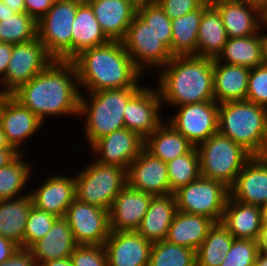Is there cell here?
I'll return each mask as SVG.
<instances>
[{
  "instance_id": "484cf974",
  "label": "cell",
  "mask_w": 267,
  "mask_h": 266,
  "mask_svg": "<svg viewBox=\"0 0 267 266\" xmlns=\"http://www.w3.org/2000/svg\"><path fill=\"white\" fill-rule=\"evenodd\" d=\"M77 246L70 225L64 217H60L50 231L29 249L40 266L45 262L70 257Z\"/></svg>"
},
{
  "instance_id": "f1b7e54d",
  "label": "cell",
  "mask_w": 267,
  "mask_h": 266,
  "mask_svg": "<svg viewBox=\"0 0 267 266\" xmlns=\"http://www.w3.org/2000/svg\"><path fill=\"white\" fill-rule=\"evenodd\" d=\"M262 31L252 36L228 38L216 59L250 69L264 64L265 34Z\"/></svg>"
},
{
  "instance_id": "5bb4252c",
  "label": "cell",
  "mask_w": 267,
  "mask_h": 266,
  "mask_svg": "<svg viewBox=\"0 0 267 266\" xmlns=\"http://www.w3.org/2000/svg\"><path fill=\"white\" fill-rule=\"evenodd\" d=\"M162 106L157 87L143 86L124 108L125 128L146 139L164 122L160 113Z\"/></svg>"
},
{
  "instance_id": "e575fe53",
  "label": "cell",
  "mask_w": 267,
  "mask_h": 266,
  "mask_svg": "<svg viewBox=\"0 0 267 266\" xmlns=\"http://www.w3.org/2000/svg\"><path fill=\"white\" fill-rule=\"evenodd\" d=\"M234 239L221 222H215L196 251V266H220Z\"/></svg>"
},
{
  "instance_id": "c3c4849f",
  "label": "cell",
  "mask_w": 267,
  "mask_h": 266,
  "mask_svg": "<svg viewBox=\"0 0 267 266\" xmlns=\"http://www.w3.org/2000/svg\"><path fill=\"white\" fill-rule=\"evenodd\" d=\"M12 54V44L0 42V84L5 78Z\"/></svg>"
},
{
  "instance_id": "74e56055",
  "label": "cell",
  "mask_w": 267,
  "mask_h": 266,
  "mask_svg": "<svg viewBox=\"0 0 267 266\" xmlns=\"http://www.w3.org/2000/svg\"><path fill=\"white\" fill-rule=\"evenodd\" d=\"M148 266H196V252L166 240L154 242Z\"/></svg>"
},
{
  "instance_id": "816d5d0a",
  "label": "cell",
  "mask_w": 267,
  "mask_h": 266,
  "mask_svg": "<svg viewBox=\"0 0 267 266\" xmlns=\"http://www.w3.org/2000/svg\"><path fill=\"white\" fill-rule=\"evenodd\" d=\"M17 13L25 12L24 0H1Z\"/></svg>"
},
{
  "instance_id": "9f6ffc18",
  "label": "cell",
  "mask_w": 267,
  "mask_h": 266,
  "mask_svg": "<svg viewBox=\"0 0 267 266\" xmlns=\"http://www.w3.org/2000/svg\"><path fill=\"white\" fill-rule=\"evenodd\" d=\"M136 8L157 4L158 0H129Z\"/></svg>"
},
{
  "instance_id": "6f0895ef",
  "label": "cell",
  "mask_w": 267,
  "mask_h": 266,
  "mask_svg": "<svg viewBox=\"0 0 267 266\" xmlns=\"http://www.w3.org/2000/svg\"><path fill=\"white\" fill-rule=\"evenodd\" d=\"M262 227H267V203L260 206Z\"/></svg>"
},
{
  "instance_id": "8d00e7d4",
  "label": "cell",
  "mask_w": 267,
  "mask_h": 266,
  "mask_svg": "<svg viewBox=\"0 0 267 266\" xmlns=\"http://www.w3.org/2000/svg\"><path fill=\"white\" fill-rule=\"evenodd\" d=\"M170 194L194 182L201 176L198 150L193 147L188 153L167 162Z\"/></svg>"
},
{
  "instance_id": "d6986e66",
  "label": "cell",
  "mask_w": 267,
  "mask_h": 266,
  "mask_svg": "<svg viewBox=\"0 0 267 266\" xmlns=\"http://www.w3.org/2000/svg\"><path fill=\"white\" fill-rule=\"evenodd\" d=\"M152 242L136 231H111L104 242L108 266H148Z\"/></svg>"
},
{
  "instance_id": "d4e9b609",
  "label": "cell",
  "mask_w": 267,
  "mask_h": 266,
  "mask_svg": "<svg viewBox=\"0 0 267 266\" xmlns=\"http://www.w3.org/2000/svg\"><path fill=\"white\" fill-rule=\"evenodd\" d=\"M213 68V93L218 104L246 100L250 68L219 62L216 58Z\"/></svg>"
},
{
  "instance_id": "b9f144b4",
  "label": "cell",
  "mask_w": 267,
  "mask_h": 266,
  "mask_svg": "<svg viewBox=\"0 0 267 266\" xmlns=\"http://www.w3.org/2000/svg\"><path fill=\"white\" fill-rule=\"evenodd\" d=\"M260 250V241L234 239L232 246L220 266H254Z\"/></svg>"
},
{
  "instance_id": "cb8c5ba5",
  "label": "cell",
  "mask_w": 267,
  "mask_h": 266,
  "mask_svg": "<svg viewBox=\"0 0 267 266\" xmlns=\"http://www.w3.org/2000/svg\"><path fill=\"white\" fill-rule=\"evenodd\" d=\"M221 223L235 239L261 240L263 227L260 206L244 204L229 196Z\"/></svg>"
},
{
  "instance_id": "7a4b0ae2",
  "label": "cell",
  "mask_w": 267,
  "mask_h": 266,
  "mask_svg": "<svg viewBox=\"0 0 267 266\" xmlns=\"http://www.w3.org/2000/svg\"><path fill=\"white\" fill-rule=\"evenodd\" d=\"M72 62L75 64L79 87L86 92L110 89L142 88L143 73L125 51L122 41L82 51Z\"/></svg>"
},
{
  "instance_id": "ab89813d",
  "label": "cell",
  "mask_w": 267,
  "mask_h": 266,
  "mask_svg": "<svg viewBox=\"0 0 267 266\" xmlns=\"http://www.w3.org/2000/svg\"><path fill=\"white\" fill-rule=\"evenodd\" d=\"M137 15L146 22L160 41L170 50L172 44V23L158 4L137 8Z\"/></svg>"
},
{
  "instance_id": "91938a15",
  "label": "cell",
  "mask_w": 267,
  "mask_h": 266,
  "mask_svg": "<svg viewBox=\"0 0 267 266\" xmlns=\"http://www.w3.org/2000/svg\"><path fill=\"white\" fill-rule=\"evenodd\" d=\"M0 148H14L7 142L4 131L0 125Z\"/></svg>"
},
{
  "instance_id": "ffe728a7",
  "label": "cell",
  "mask_w": 267,
  "mask_h": 266,
  "mask_svg": "<svg viewBox=\"0 0 267 266\" xmlns=\"http://www.w3.org/2000/svg\"><path fill=\"white\" fill-rule=\"evenodd\" d=\"M229 191L232 199L244 204L267 203V156H253L238 173Z\"/></svg>"
},
{
  "instance_id": "603a6c76",
  "label": "cell",
  "mask_w": 267,
  "mask_h": 266,
  "mask_svg": "<svg viewBox=\"0 0 267 266\" xmlns=\"http://www.w3.org/2000/svg\"><path fill=\"white\" fill-rule=\"evenodd\" d=\"M99 22L101 30L110 41H122L137 14L129 0H86Z\"/></svg>"
},
{
  "instance_id": "f6af8a7d",
  "label": "cell",
  "mask_w": 267,
  "mask_h": 266,
  "mask_svg": "<svg viewBox=\"0 0 267 266\" xmlns=\"http://www.w3.org/2000/svg\"><path fill=\"white\" fill-rule=\"evenodd\" d=\"M203 0H158L157 4L172 20L198 9Z\"/></svg>"
},
{
  "instance_id": "f907efd6",
  "label": "cell",
  "mask_w": 267,
  "mask_h": 266,
  "mask_svg": "<svg viewBox=\"0 0 267 266\" xmlns=\"http://www.w3.org/2000/svg\"><path fill=\"white\" fill-rule=\"evenodd\" d=\"M19 154L15 148H0V168L7 166Z\"/></svg>"
},
{
  "instance_id": "94428289",
  "label": "cell",
  "mask_w": 267,
  "mask_h": 266,
  "mask_svg": "<svg viewBox=\"0 0 267 266\" xmlns=\"http://www.w3.org/2000/svg\"><path fill=\"white\" fill-rule=\"evenodd\" d=\"M263 28L267 26V0L263 2Z\"/></svg>"
},
{
  "instance_id": "277c9868",
  "label": "cell",
  "mask_w": 267,
  "mask_h": 266,
  "mask_svg": "<svg viewBox=\"0 0 267 266\" xmlns=\"http://www.w3.org/2000/svg\"><path fill=\"white\" fill-rule=\"evenodd\" d=\"M218 132L252 156H267V108L248 100L219 104Z\"/></svg>"
},
{
  "instance_id": "4dcf8cb0",
  "label": "cell",
  "mask_w": 267,
  "mask_h": 266,
  "mask_svg": "<svg viewBox=\"0 0 267 266\" xmlns=\"http://www.w3.org/2000/svg\"><path fill=\"white\" fill-rule=\"evenodd\" d=\"M33 206L30 192L13 199L0 201V235L24 248L27 219Z\"/></svg>"
},
{
  "instance_id": "ee69618b",
  "label": "cell",
  "mask_w": 267,
  "mask_h": 266,
  "mask_svg": "<svg viewBox=\"0 0 267 266\" xmlns=\"http://www.w3.org/2000/svg\"><path fill=\"white\" fill-rule=\"evenodd\" d=\"M70 258L74 266H108L104 245H78Z\"/></svg>"
},
{
  "instance_id": "bcb514c9",
  "label": "cell",
  "mask_w": 267,
  "mask_h": 266,
  "mask_svg": "<svg viewBox=\"0 0 267 266\" xmlns=\"http://www.w3.org/2000/svg\"><path fill=\"white\" fill-rule=\"evenodd\" d=\"M55 0H24L25 12L38 22L53 6Z\"/></svg>"
},
{
  "instance_id": "d590c367",
  "label": "cell",
  "mask_w": 267,
  "mask_h": 266,
  "mask_svg": "<svg viewBox=\"0 0 267 266\" xmlns=\"http://www.w3.org/2000/svg\"><path fill=\"white\" fill-rule=\"evenodd\" d=\"M23 156L20 153L11 163L0 168V201L21 197L22 190L29 184L33 166L23 160Z\"/></svg>"
},
{
  "instance_id": "db71d44e",
  "label": "cell",
  "mask_w": 267,
  "mask_h": 266,
  "mask_svg": "<svg viewBox=\"0 0 267 266\" xmlns=\"http://www.w3.org/2000/svg\"><path fill=\"white\" fill-rule=\"evenodd\" d=\"M15 13L14 10L10 9L3 1L0 0V21H3L4 18L8 16H13Z\"/></svg>"
},
{
  "instance_id": "680465c9",
  "label": "cell",
  "mask_w": 267,
  "mask_h": 266,
  "mask_svg": "<svg viewBox=\"0 0 267 266\" xmlns=\"http://www.w3.org/2000/svg\"><path fill=\"white\" fill-rule=\"evenodd\" d=\"M260 249L267 252V227L263 228V233L260 240Z\"/></svg>"
},
{
  "instance_id": "4fadbf2b",
  "label": "cell",
  "mask_w": 267,
  "mask_h": 266,
  "mask_svg": "<svg viewBox=\"0 0 267 266\" xmlns=\"http://www.w3.org/2000/svg\"><path fill=\"white\" fill-rule=\"evenodd\" d=\"M64 218L77 245H104L110 235L109 211L75 198Z\"/></svg>"
},
{
  "instance_id": "7bdbcfd3",
  "label": "cell",
  "mask_w": 267,
  "mask_h": 266,
  "mask_svg": "<svg viewBox=\"0 0 267 266\" xmlns=\"http://www.w3.org/2000/svg\"><path fill=\"white\" fill-rule=\"evenodd\" d=\"M246 100L267 108V65L250 69Z\"/></svg>"
},
{
  "instance_id": "8992f818",
  "label": "cell",
  "mask_w": 267,
  "mask_h": 266,
  "mask_svg": "<svg viewBox=\"0 0 267 266\" xmlns=\"http://www.w3.org/2000/svg\"><path fill=\"white\" fill-rule=\"evenodd\" d=\"M201 176L230 188L238 173L253 157L242 146L217 132L197 147Z\"/></svg>"
},
{
  "instance_id": "44dd1931",
  "label": "cell",
  "mask_w": 267,
  "mask_h": 266,
  "mask_svg": "<svg viewBox=\"0 0 267 266\" xmlns=\"http://www.w3.org/2000/svg\"><path fill=\"white\" fill-rule=\"evenodd\" d=\"M154 195L126 185L109 210L111 231H137Z\"/></svg>"
},
{
  "instance_id": "6da1fadb",
  "label": "cell",
  "mask_w": 267,
  "mask_h": 266,
  "mask_svg": "<svg viewBox=\"0 0 267 266\" xmlns=\"http://www.w3.org/2000/svg\"><path fill=\"white\" fill-rule=\"evenodd\" d=\"M80 89L75 64L54 60L11 95L45 122L48 116L78 117Z\"/></svg>"
},
{
  "instance_id": "9a60e30c",
  "label": "cell",
  "mask_w": 267,
  "mask_h": 266,
  "mask_svg": "<svg viewBox=\"0 0 267 266\" xmlns=\"http://www.w3.org/2000/svg\"><path fill=\"white\" fill-rule=\"evenodd\" d=\"M212 5L221 16L228 38L252 36L263 29L260 0H220Z\"/></svg>"
},
{
  "instance_id": "30bf717a",
  "label": "cell",
  "mask_w": 267,
  "mask_h": 266,
  "mask_svg": "<svg viewBox=\"0 0 267 266\" xmlns=\"http://www.w3.org/2000/svg\"><path fill=\"white\" fill-rule=\"evenodd\" d=\"M54 60L38 37L30 42L12 44L9 65L0 84L2 91L6 95H11L21 85L45 70Z\"/></svg>"
},
{
  "instance_id": "e7e4bbea",
  "label": "cell",
  "mask_w": 267,
  "mask_h": 266,
  "mask_svg": "<svg viewBox=\"0 0 267 266\" xmlns=\"http://www.w3.org/2000/svg\"><path fill=\"white\" fill-rule=\"evenodd\" d=\"M6 94L2 91L1 87H0V102L1 100L3 99V97L5 96Z\"/></svg>"
},
{
  "instance_id": "681fc988",
  "label": "cell",
  "mask_w": 267,
  "mask_h": 266,
  "mask_svg": "<svg viewBox=\"0 0 267 266\" xmlns=\"http://www.w3.org/2000/svg\"><path fill=\"white\" fill-rule=\"evenodd\" d=\"M18 248L19 246L13 241L0 235V263L9 259Z\"/></svg>"
},
{
  "instance_id": "ac0fdd59",
  "label": "cell",
  "mask_w": 267,
  "mask_h": 266,
  "mask_svg": "<svg viewBox=\"0 0 267 266\" xmlns=\"http://www.w3.org/2000/svg\"><path fill=\"white\" fill-rule=\"evenodd\" d=\"M127 185L154 196L170 194L167 163L145 149L126 170Z\"/></svg>"
},
{
  "instance_id": "f546056e",
  "label": "cell",
  "mask_w": 267,
  "mask_h": 266,
  "mask_svg": "<svg viewBox=\"0 0 267 266\" xmlns=\"http://www.w3.org/2000/svg\"><path fill=\"white\" fill-rule=\"evenodd\" d=\"M109 41L101 30L90 4L82 0L72 25V60L82 51L107 44Z\"/></svg>"
},
{
  "instance_id": "7dc6e473",
  "label": "cell",
  "mask_w": 267,
  "mask_h": 266,
  "mask_svg": "<svg viewBox=\"0 0 267 266\" xmlns=\"http://www.w3.org/2000/svg\"><path fill=\"white\" fill-rule=\"evenodd\" d=\"M0 266H38L28 248L19 247L18 250Z\"/></svg>"
},
{
  "instance_id": "836d02e7",
  "label": "cell",
  "mask_w": 267,
  "mask_h": 266,
  "mask_svg": "<svg viewBox=\"0 0 267 266\" xmlns=\"http://www.w3.org/2000/svg\"><path fill=\"white\" fill-rule=\"evenodd\" d=\"M210 4L203 3L198 9L186 15L172 19V44L173 56H197L198 29L202 13Z\"/></svg>"
},
{
  "instance_id": "be15d7a7",
  "label": "cell",
  "mask_w": 267,
  "mask_h": 266,
  "mask_svg": "<svg viewBox=\"0 0 267 266\" xmlns=\"http://www.w3.org/2000/svg\"><path fill=\"white\" fill-rule=\"evenodd\" d=\"M217 1H220V0H203V2L207 4H214Z\"/></svg>"
},
{
  "instance_id": "52a82bcc",
  "label": "cell",
  "mask_w": 267,
  "mask_h": 266,
  "mask_svg": "<svg viewBox=\"0 0 267 266\" xmlns=\"http://www.w3.org/2000/svg\"><path fill=\"white\" fill-rule=\"evenodd\" d=\"M76 174V198L108 211L114 198L127 185L126 169L102 164L96 160Z\"/></svg>"
},
{
  "instance_id": "83f0119b",
  "label": "cell",
  "mask_w": 267,
  "mask_h": 266,
  "mask_svg": "<svg viewBox=\"0 0 267 266\" xmlns=\"http://www.w3.org/2000/svg\"><path fill=\"white\" fill-rule=\"evenodd\" d=\"M214 224L210 218L177 210L165 240L196 252Z\"/></svg>"
},
{
  "instance_id": "60d3db41",
  "label": "cell",
  "mask_w": 267,
  "mask_h": 266,
  "mask_svg": "<svg viewBox=\"0 0 267 266\" xmlns=\"http://www.w3.org/2000/svg\"><path fill=\"white\" fill-rule=\"evenodd\" d=\"M58 217L32 206L24 234V248H30L35 242L42 239L52 228Z\"/></svg>"
},
{
  "instance_id": "7c38bea8",
  "label": "cell",
  "mask_w": 267,
  "mask_h": 266,
  "mask_svg": "<svg viewBox=\"0 0 267 266\" xmlns=\"http://www.w3.org/2000/svg\"><path fill=\"white\" fill-rule=\"evenodd\" d=\"M166 119L194 147L218 132L219 104L216 101L185 104ZM174 115V116H173Z\"/></svg>"
},
{
  "instance_id": "ba28073f",
  "label": "cell",
  "mask_w": 267,
  "mask_h": 266,
  "mask_svg": "<svg viewBox=\"0 0 267 266\" xmlns=\"http://www.w3.org/2000/svg\"><path fill=\"white\" fill-rule=\"evenodd\" d=\"M82 0H55L37 22L39 40L55 59L72 61V25Z\"/></svg>"
},
{
  "instance_id": "4316f807",
  "label": "cell",
  "mask_w": 267,
  "mask_h": 266,
  "mask_svg": "<svg viewBox=\"0 0 267 266\" xmlns=\"http://www.w3.org/2000/svg\"><path fill=\"white\" fill-rule=\"evenodd\" d=\"M176 212L177 206L174 194L153 196L136 232L152 243L163 241L166 239Z\"/></svg>"
},
{
  "instance_id": "7402d4cb",
  "label": "cell",
  "mask_w": 267,
  "mask_h": 266,
  "mask_svg": "<svg viewBox=\"0 0 267 266\" xmlns=\"http://www.w3.org/2000/svg\"><path fill=\"white\" fill-rule=\"evenodd\" d=\"M47 178L43 184L31 190L33 206L58 218L64 217L67 208L76 198L75 177L59 173Z\"/></svg>"
},
{
  "instance_id": "d6a6232c",
  "label": "cell",
  "mask_w": 267,
  "mask_h": 266,
  "mask_svg": "<svg viewBox=\"0 0 267 266\" xmlns=\"http://www.w3.org/2000/svg\"><path fill=\"white\" fill-rule=\"evenodd\" d=\"M197 34V56L217 58L227 43L228 36L221 16L212 4L202 13Z\"/></svg>"
},
{
  "instance_id": "f35d334b",
  "label": "cell",
  "mask_w": 267,
  "mask_h": 266,
  "mask_svg": "<svg viewBox=\"0 0 267 266\" xmlns=\"http://www.w3.org/2000/svg\"><path fill=\"white\" fill-rule=\"evenodd\" d=\"M37 37V22L26 12L15 13L0 21L1 42L14 45L30 42Z\"/></svg>"
},
{
  "instance_id": "2e32d148",
  "label": "cell",
  "mask_w": 267,
  "mask_h": 266,
  "mask_svg": "<svg viewBox=\"0 0 267 266\" xmlns=\"http://www.w3.org/2000/svg\"><path fill=\"white\" fill-rule=\"evenodd\" d=\"M145 139L127 128H121L95 141L89 148L96 161L127 170L130 163L144 150ZM98 156V158H97Z\"/></svg>"
},
{
  "instance_id": "e0dca14e",
  "label": "cell",
  "mask_w": 267,
  "mask_h": 266,
  "mask_svg": "<svg viewBox=\"0 0 267 266\" xmlns=\"http://www.w3.org/2000/svg\"><path fill=\"white\" fill-rule=\"evenodd\" d=\"M43 124L44 122L12 95H5L1 100L0 125L7 142L19 153H24L21 150L22 144L42 129Z\"/></svg>"
},
{
  "instance_id": "11a10c76",
  "label": "cell",
  "mask_w": 267,
  "mask_h": 266,
  "mask_svg": "<svg viewBox=\"0 0 267 266\" xmlns=\"http://www.w3.org/2000/svg\"><path fill=\"white\" fill-rule=\"evenodd\" d=\"M254 266H267V252L263 250H259Z\"/></svg>"
},
{
  "instance_id": "5b68a950",
  "label": "cell",
  "mask_w": 267,
  "mask_h": 266,
  "mask_svg": "<svg viewBox=\"0 0 267 266\" xmlns=\"http://www.w3.org/2000/svg\"><path fill=\"white\" fill-rule=\"evenodd\" d=\"M140 89H110L87 93L81 90L78 116L85 119L83 130L87 147L105 135L125 127L124 108Z\"/></svg>"
},
{
  "instance_id": "1f68e13d",
  "label": "cell",
  "mask_w": 267,
  "mask_h": 266,
  "mask_svg": "<svg viewBox=\"0 0 267 266\" xmlns=\"http://www.w3.org/2000/svg\"><path fill=\"white\" fill-rule=\"evenodd\" d=\"M164 122L145 139L144 149L167 163L185 155L194 146L169 122Z\"/></svg>"
},
{
  "instance_id": "8fae6325",
  "label": "cell",
  "mask_w": 267,
  "mask_h": 266,
  "mask_svg": "<svg viewBox=\"0 0 267 266\" xmlns=\"http://www.w3.org/2000/svg\"><path fill=\"white\" fill-rule=\"evenodd\" d=\"M122 43L134 64L143 73L147 72L146 68L159 69L173 58L170 50L137 14L128 27Z\"/></svg>"
},
{
  "instance_id": "6125c7cd",
  "label": "cell",
  "mask_w": 267,
  "mask_h": 266,
  "mask_svg": "<svg viewBox=\"0 0 267 266\" xmlns=\"http://www.w3.org/2000/svg\"><path fill=\"white\" fill-rule=\"evenodd\" d=\"M264 63L267 65V34H265Z\"/></svg>"
},
{
  "instance_id": "3957f363",
  "label": "cell",
  "mask_w": 267,
  "mask_h": 266,
  "mask_svg": "<svg viewBox=\"0 0 267 266\" xmlns=\"http://www.w3.org/2000/svg\"><path fill=\"white\" fill-rule=\"evenodd\" d=\"M213 59L195 55L173 56L158 74L156 87L162 105L171 107L215 101Z\"/></svg>"
},
{
  "instance_id": "9c48e42d",
  "label": "cell",
  "mask_w": 267,
  "mask_h": 266,
  "mask_svg": "<svg viewBox=\"0 0 267 266\" xmlns=\"http://www.w3.org/2000/svg\"><path fill=\"white\" fill-rule=\"evenodd\" d=\"M173 194L178 211L221 222L230 191L222 182L200 176Z\"/></svg>"
},
{
  "instance_id": "f5cc1de1",
  "label": "cell",
  "mask_w": 267,
  "mask_h": 266,
  "mask_svg": "<svg viewBox=\"0 0 267 266\" xmlns=\"http://www.w3.org/2000/svg\"><path fill=\"white\" fill-rule=\"evenodd\" d=\"M40 266H74L70 257L45 262Z\"/></svg>"
}]
</instances>
